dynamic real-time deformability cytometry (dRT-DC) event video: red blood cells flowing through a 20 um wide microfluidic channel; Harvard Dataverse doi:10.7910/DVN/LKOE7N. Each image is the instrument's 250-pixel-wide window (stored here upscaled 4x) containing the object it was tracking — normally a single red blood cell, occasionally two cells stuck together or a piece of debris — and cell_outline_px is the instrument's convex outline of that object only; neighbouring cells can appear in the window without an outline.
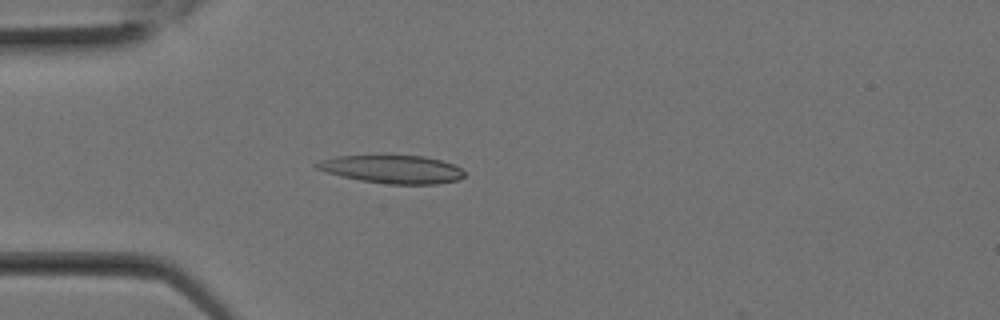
{"species": "Egyptian fruit bat (a non-hibernating species)", "species_latin": "Rousettus aegyptiacus", "temperature_condition": "room temperature", "stored_images_in_passage": 3, "camera_frame_rate_fps": 3000, "um_per_image_px": 0.085, "animal": {"sex": "female"}, "frame": {"image": 1, "passage_image": 3, "time_ms": 0.667, "image_size_px": [1000, 320], "cell_outline_px": [[464, 176], [456, 180], [436, 184], [388, 184], [360, 180], [328, 172], [316, 168], [312, 164], [336, 156], [424, 156], [440, 160], [452, 164], [460, 168], [464, 172]], "centroid_in_image_um": [33.36, 14.39], "position_along_channel_um": 51.6, "area_um2": 23.7}}